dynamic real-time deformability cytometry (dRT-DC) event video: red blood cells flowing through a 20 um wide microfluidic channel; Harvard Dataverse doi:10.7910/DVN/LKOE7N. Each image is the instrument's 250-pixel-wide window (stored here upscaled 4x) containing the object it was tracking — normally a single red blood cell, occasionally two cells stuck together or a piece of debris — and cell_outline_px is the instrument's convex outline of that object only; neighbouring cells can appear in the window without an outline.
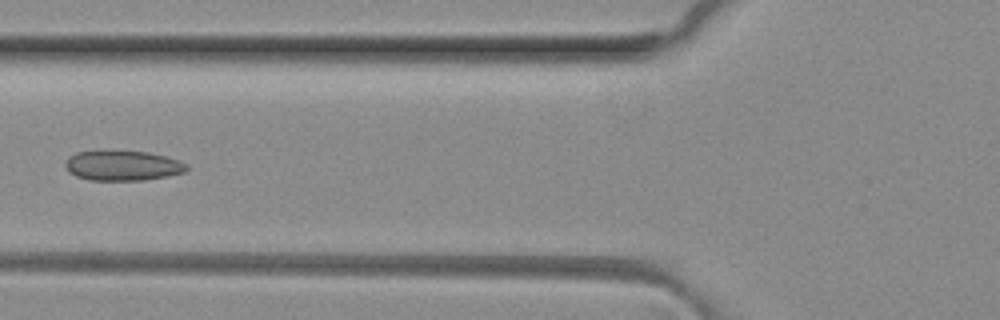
{"species": "common noctule bat (a hibernating species)", "species_latin": "Nyctalus noctula", "temperature_condition": "room temperature", "stored_images_in_passage": 5, "camera_frame_rate_fps": 3000, "um_per_image_px": 0.085, "animal": {"sex": "female", "body_mass_g": 29.2, "forearm_length_mm": 56.3}, "frame": {"image": 1, "passage_image": 5, "time_ms": 1.333, "image_size_px": [1000, 320], "cell_outline_px": [[188, 168], [184, 172], [168, 176], [144, 180], [88, 180], [76, 176], [68, 172], [64, 164], [68, 156], [76, 152], [108, 148], [148, 152], [168, 156], [180, 160], [188, 164]], "centroid_in_image_um": [10.4, 14.03], "position_along_channel_um": 115.4, "area_um2": 22.2}}